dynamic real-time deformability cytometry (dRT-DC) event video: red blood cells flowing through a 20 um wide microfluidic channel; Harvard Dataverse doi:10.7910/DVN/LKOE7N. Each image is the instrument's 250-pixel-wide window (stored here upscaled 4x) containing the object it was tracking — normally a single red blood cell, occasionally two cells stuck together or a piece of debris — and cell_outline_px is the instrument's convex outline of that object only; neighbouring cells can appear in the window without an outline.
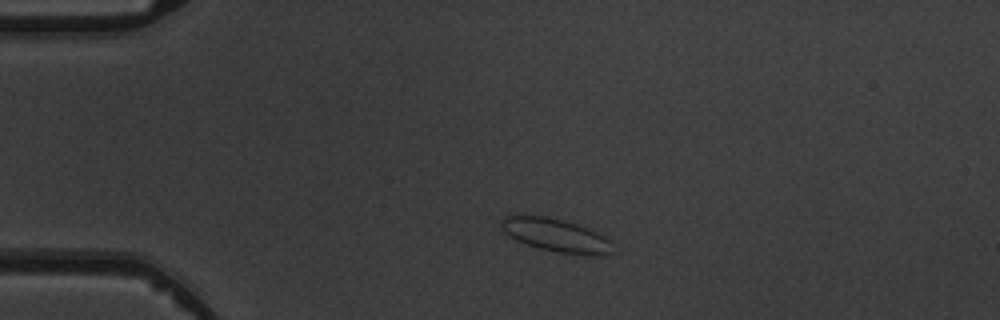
{"species": "common noctule bat (a hibernating species)", "species_latin": "Nyctalus noctula", "temperature_condition": "warm", "stored_images_in_passage": 3, "camera_frame_rate_fps": 3000, "um_per_image_px": 0.085, "animal": {"sex": "male", "body_mass_g": 19.5, "forearm_length_mm": 54.6}, "frame": {"image": 1, "passage_image": 1, "time_ms": 0.0, "image_size_px": [1000, 320], "cell_outline_px": [[608, 252], [604, 256], [592, 256], [556, 252], [524, 244], [508, 236], [500, 228], [500, 220], [504, 216], [516, 212], [520, 212], [548, 216], [576, 224], [596, 232], [604, 236], [608, 240]], "centroid_in_image_um": [47.07, 19.94], "position_along_channel_um": 37.9, "area_um2": 21.96}}
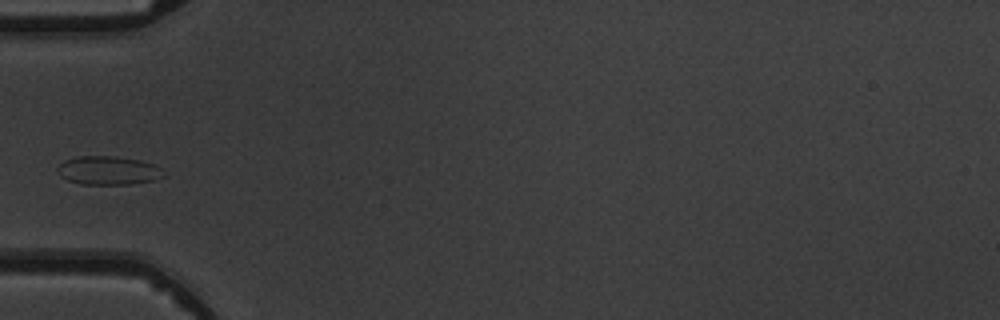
{"frame": {"image": 2, "passage_image": 3, "time_ms": 2.0, "image_size_px": [1000, 320], "cell_outline_px": [[164, 176], [152, 180], [132, 184], [80, 184], [68, 180], [60, 176], [56, 172], [56, 168], [64, 160], [76, 156], [116, 156], [140, 160], [152, 164], [160, 168]], "centroid_in_image_um": [9.14, 14.48], "position_along_channel_um": 75.9, "area_um2": 17.69}}